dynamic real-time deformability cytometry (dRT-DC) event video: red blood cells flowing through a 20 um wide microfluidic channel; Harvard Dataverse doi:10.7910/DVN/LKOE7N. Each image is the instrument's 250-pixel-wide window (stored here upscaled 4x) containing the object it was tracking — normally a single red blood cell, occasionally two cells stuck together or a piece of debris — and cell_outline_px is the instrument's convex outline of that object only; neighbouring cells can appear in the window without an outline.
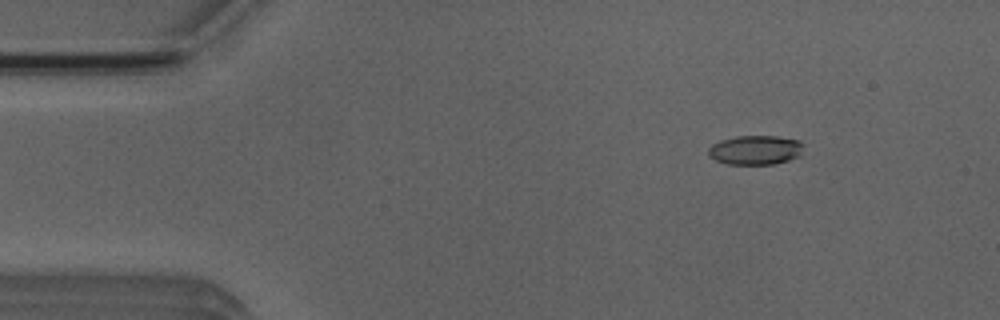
{"species": "Egyptian fruit bat (a non-hibernating species)", "species_latin": "Rousettus aegyptiacus", "temperature_condition": "room temperature", "stored_images_in_passage": 4, "camera_frame_rate_fps": 3000, "um_per_image_px": 0.085, "animal": {"sex": "male"}, "frame": {"image": 1, "passage_image": 2, "time_ms": 1.0, "image_size_px": [1000, 320], "cell_outline_px": [[804, 144], [800, 156], [776, 164], [728, 164], [716, 160], [708, 156], [708, 148], [712, 144], [720, 140], [736, 136], [776, 136], [800, 140]], "centroid_in_image_um": [64.22, 12.75], "position_along_channel_um": 20.8, "area_um2": 16.42}}